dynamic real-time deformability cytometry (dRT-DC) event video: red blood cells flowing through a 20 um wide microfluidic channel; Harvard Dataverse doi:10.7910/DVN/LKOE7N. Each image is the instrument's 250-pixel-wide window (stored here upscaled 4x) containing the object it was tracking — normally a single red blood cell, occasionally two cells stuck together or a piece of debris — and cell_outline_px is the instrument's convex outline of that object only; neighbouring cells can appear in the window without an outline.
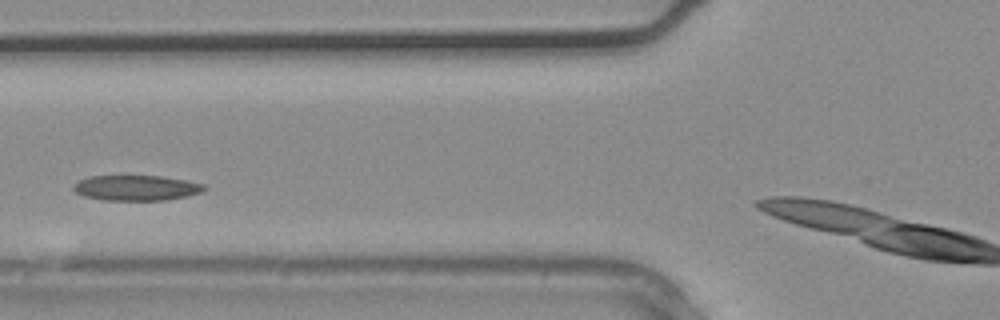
{"species": "common noctule bat (a hibernating species)", "species_latin": "Nyctalus noctula", "temperature_condition": "warm", "stored_images_in_passage": 7, "camera_frame_rate_fps": 3000, "um_per_image_px": 0.085, "animal": {"sex": "male", "body_mass_g": 20.4}, "frame": {"image": 1, "passage_image": 4, "time_ms": 1.0, "image_size_px": [1000, 320], "cell_outline_px": [[208, 188], [200, 192], [184, 196], [164, 200], [104, 200], [84, 196], [76, 192], [72, 188], [80, 180], [88, 176], [160, 176], [184, 180], [204, 184]], "centroid_in_image_um": [11.57, 15.97], "position_along_channel_um": 114.2, "area_um2": 19.02}}